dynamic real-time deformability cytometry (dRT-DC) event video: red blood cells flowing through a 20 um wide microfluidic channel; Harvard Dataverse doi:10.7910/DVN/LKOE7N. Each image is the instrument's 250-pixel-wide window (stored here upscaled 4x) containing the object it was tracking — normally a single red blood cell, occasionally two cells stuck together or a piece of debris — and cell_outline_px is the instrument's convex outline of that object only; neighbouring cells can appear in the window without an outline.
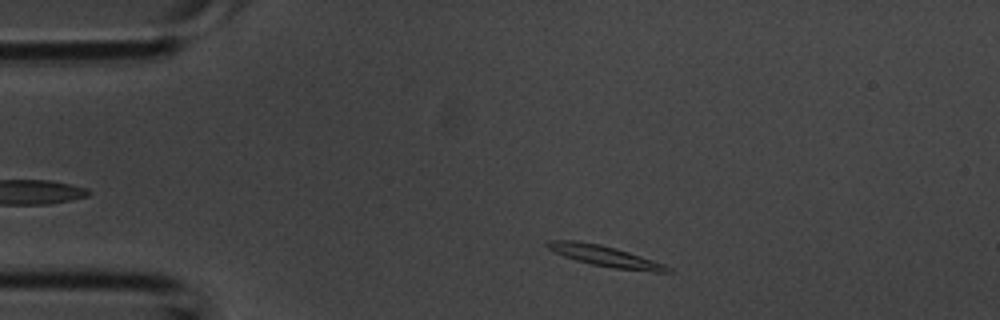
{"species": "common noctule bat (a hibernating species)", "species_latin": "Nyctalus noctula", "temperature_condition": "room temperature", "stored_images_in_passage": 26, "camera_frame_rate_fps": 3000, "um_per_image_px": 0.085, "animal": {"sex": "male", "body_mass_g": 20.1, "forearm_length_mm": 53.5}, "frame": {"image": 1, "passage_image": 3, "time_ms": 0.667, "image_size_px": [1000, 320], "cell_outline_px": [[672, 272], [652, 272], [612, 268], [592, 264], [576, 260], [564, 256], [548, 248], [544, 244], [548, 240], [576, 240], [600, 244], [616, 248], [664, 264], [672, 268]], "centroid_in_image_um": [51.43, 21.77], "position_along_channel_um": 33.6, "area_um2": 14.57}}
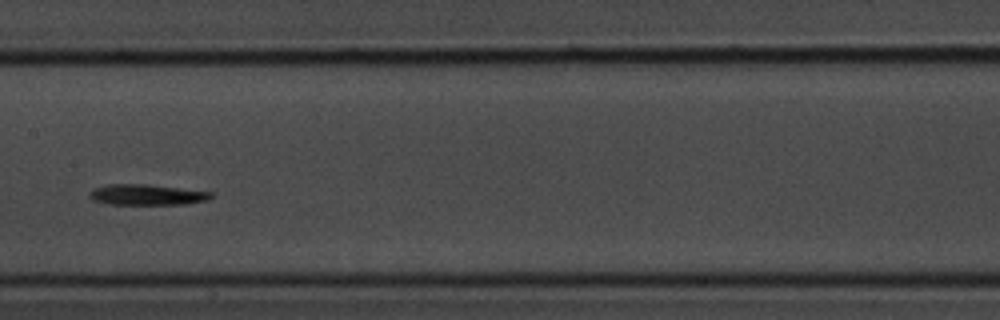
{"frame": {"image": 2, "passage_image": 15, "time_ms": 4.667, "image_size_px": [1000, 320], "cell_outline_px": [[212, 196], [208, 200], [184, 204], [108, 204], [92, 200], [88, 196], [88, 192], [92, 188], [108, 184], [148, 184], [212, 192]], "centroid_in_image_um": [12.42, 16.54], "position_along_channel_um": 195.0, "area_um2": 14.74}}
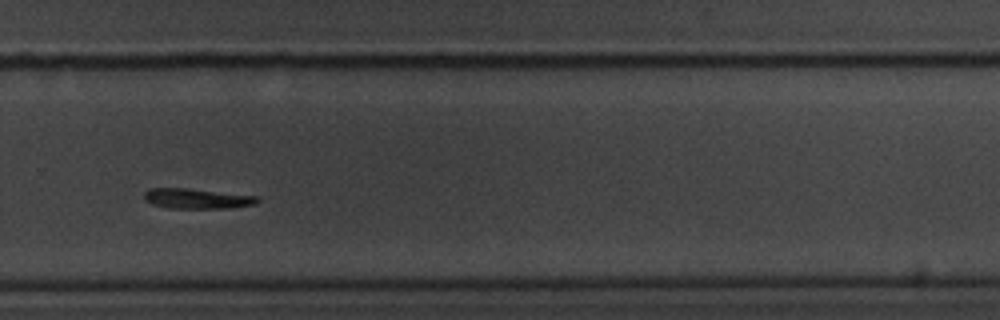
{"frame": {"image": 3, "passage_image": 22, "time_ms": 7.0, "image_size_px": [1000, 320], "cell_outline_px": [[260, 200], [256, 204], [232, 208], [168, 208], [152, 204], [144, 200], [144, 192], [148, 188], [188, 188], [256, 196]], "centroid_in_image_um": [16.72, 16.88], "position_along_channel_um": 313.1, "area_um2": 13.35}}